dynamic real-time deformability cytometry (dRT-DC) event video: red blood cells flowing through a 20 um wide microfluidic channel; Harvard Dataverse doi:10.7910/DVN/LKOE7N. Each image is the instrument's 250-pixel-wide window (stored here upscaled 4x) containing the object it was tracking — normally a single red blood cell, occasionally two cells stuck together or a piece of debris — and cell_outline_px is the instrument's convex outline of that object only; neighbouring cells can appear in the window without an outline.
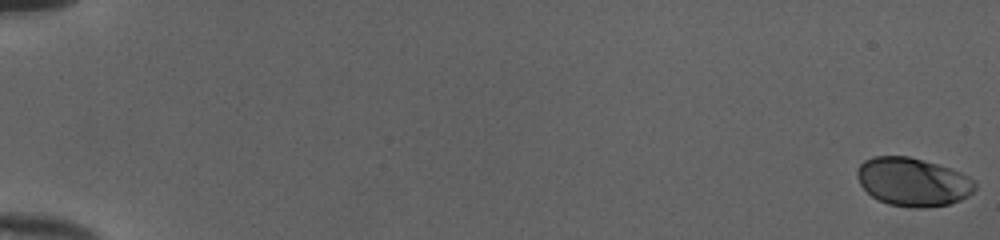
{"species": "human", "species_latin": "Homo sapiens", "temperature_condition": "cold", "stored_images_in_passage": 53, "camera_frame_rate_fps": 3000, "um_per_image_px": 0.085, "donor": {"sex": "female"}, "frame": {"image": 1, "passage_image": 1, "time_ms": 0.0, "image_size_px": [1000, 240], "cell_outline_px": [[976, 188], [968, 196], [960, 200], [948, 204], [924, 208], [916, 208], [888, 204], [876, 200], [860, 184], [856, 172], [856, 168], [864, 160], [872, 156], [908, 156], [936, 164], [960, 172], [968, 176], [976, 184]], "centroid_in_image_um": [77.56, 15.46], "position_along_channel_um": 7.4, "area_um2": 33.18}}
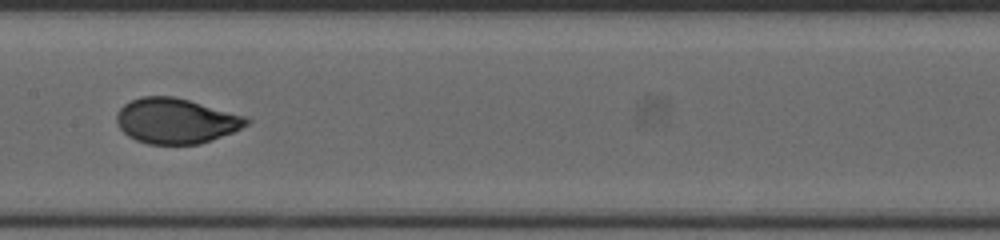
{"frame": {"image": 2, "passage_image": 30, "time_ms": 9.667, "image_size_px": [1000, 240], "cell_outline_px": [[252, 120], [248, 124], [232, 132], [212, 140], [200, 144], [148, 144], [136, 140], [128, 136], [116, 124], [116, 116], [120, 108], [124, 104], [140, 96], [172, 96], [188, 100], [248, 116]], "centroid_in_image_um": [14.96, 10.27], "position_along_channel_um": 192.4, "area_um2": 34.33}}
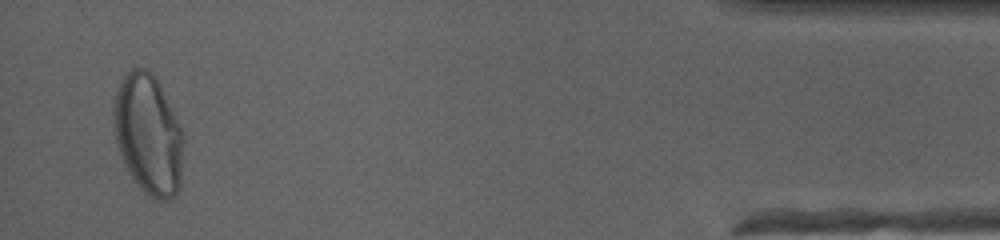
{"frame": {"image": 3, "passage_image": 52, "time_ms": 17.0, "image_size_px": [1000, 240], "cell_outline_px": [[184, 140], [180, 188], [168, 200], [156, 200], [144, 192], [140, 188], [128, 172], [120, 156], [116, 144], [112, 128], [112, 108], [116, 88], [124, 72], [132, 68], [148, 68], [156, 76], [184, 132]], "centroid_in_image_um": [12.58, 11.38], "position_along_channel_um": 422.6, "area_um2": 50.17}, "authors_computed_cell_mechanics": {"area_um2": 33.813, "velocity_mm_per_s": 4.0147, "shape_relaxation_time_tau1_ms": 5.7648, "shape_relaxation_time_tau2_ms": null, "deformation_change_tau1": 0.2005, "deformation_change_tau2": null}}